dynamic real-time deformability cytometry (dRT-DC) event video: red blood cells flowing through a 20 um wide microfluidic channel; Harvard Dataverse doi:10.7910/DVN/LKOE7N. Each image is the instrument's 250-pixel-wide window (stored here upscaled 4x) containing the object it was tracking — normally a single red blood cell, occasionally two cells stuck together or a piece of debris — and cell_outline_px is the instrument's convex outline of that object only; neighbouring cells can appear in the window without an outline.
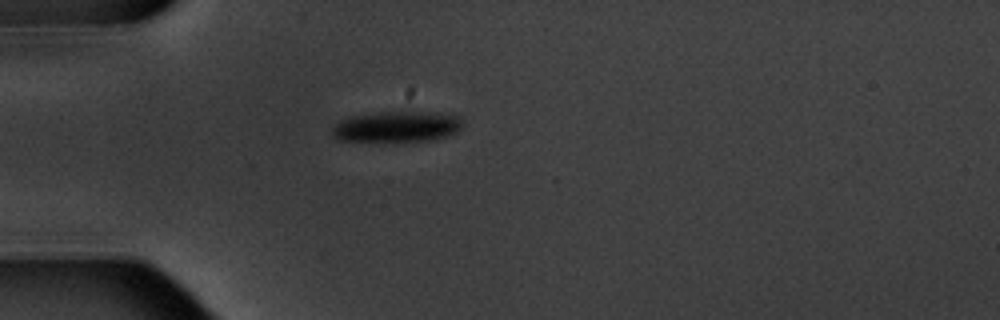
{"species": "common noctule bat (a hibernating species)", "species_latin": "Nyctalus noctula", "temperature_condition": "warm", "stored_images_in_passage": 1, "camera_frame_rate_fps": 3000, "um_per_image_px": 0.085, "animal": {"sex": "male", "body_mass_g": 20.1, "forearm_length_mm": 53.5}, "frame": {"image": 1, "passage_image": 1, "time_ms": 0.0, "image_size_px": [1000, 320], "cell_outline_px": [[464, 124], [456, 132], [448, 136], [436, 140], [336, 140], [332, 136], [332, 128], [336, 124], [352, 116], [380, 112], [452, 112], [460, 116]], "centroid_in_image_um": [33.84, 10.74], "position_along_channel_um": 51.2, "area_um2": 23.35}}